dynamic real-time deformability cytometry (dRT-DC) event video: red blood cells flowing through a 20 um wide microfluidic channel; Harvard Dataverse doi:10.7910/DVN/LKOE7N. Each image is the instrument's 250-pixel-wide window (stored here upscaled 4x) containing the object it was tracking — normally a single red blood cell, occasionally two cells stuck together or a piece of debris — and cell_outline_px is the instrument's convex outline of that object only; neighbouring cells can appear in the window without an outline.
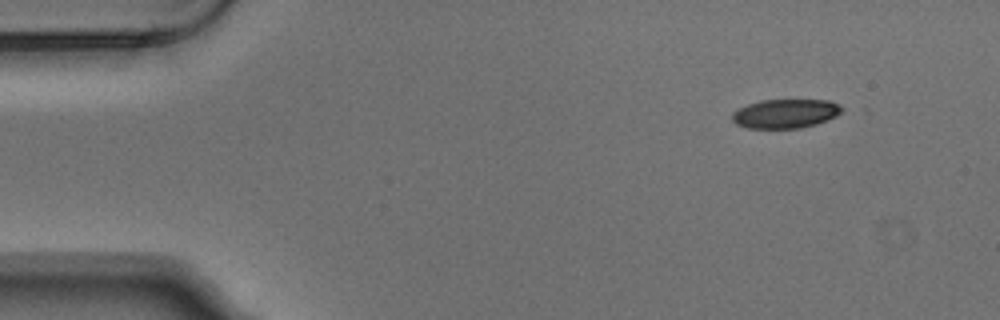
{"species": "Egyptian fruit bat (a non-hibernating species)", "species_latin": "Rousettus aegyptiacus", "temperature_condition": "warm", "stored_images_in_passage": 3, "segment_of_instrument_passage": [2, 2], "camera_frame_rate_fps": 3000, "um_per_image_px": 0.085, "animal": {"sex": "male"}, "frame": {"image": 1, "passage_image": 3, "time_ms": 0.667, "image_size_px": [1000, 320], "cell_outline_px": [[848, 108], [836, 116], [816, 124], [800, 128], [748, 128], [736, 124], [732, 120], [732, 112], [748, 104], [760, 100], [828, 100], [840, 104]], "centroid_in_image_um": [66.81, 9.65], "position_along_channel_um": 18.2, "area_um2": 18.73}}